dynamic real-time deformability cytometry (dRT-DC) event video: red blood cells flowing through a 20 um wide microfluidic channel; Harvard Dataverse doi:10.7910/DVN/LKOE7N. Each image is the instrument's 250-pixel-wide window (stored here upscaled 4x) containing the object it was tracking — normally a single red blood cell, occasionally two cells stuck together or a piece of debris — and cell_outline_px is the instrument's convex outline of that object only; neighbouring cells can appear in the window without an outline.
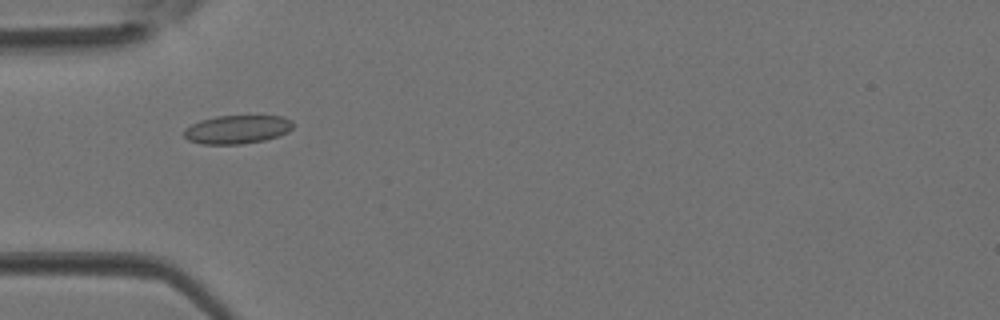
{"species": "Egyptian fruit bat (a non-hibernating species)", "species_latin": "Rousettus aegyptiacus", "temperature_condition": "room temperature", "stored_images_in_passage": 1, "camera_frame_rate_fps": 3000, "um_per_image_px": 0.085, "animal": {"sex": "female"}, "frame": {"image": 1, "passage_image": 1, "time_ms": 0.0, "image_size_px": [1000, 320], "cell_outline_px": [[296, 124], [288, 132], [280, 136], [264, 140], [240, 144], [200, 144], [188, 140], [184, 136], [184, 128], [200, 120], [216, 116], [284, 116], [292, 120]], "centroid_in_image_um": [20.19, 11.0], "position_along_channel_um": 64.8, "area_um2": 18.32}}